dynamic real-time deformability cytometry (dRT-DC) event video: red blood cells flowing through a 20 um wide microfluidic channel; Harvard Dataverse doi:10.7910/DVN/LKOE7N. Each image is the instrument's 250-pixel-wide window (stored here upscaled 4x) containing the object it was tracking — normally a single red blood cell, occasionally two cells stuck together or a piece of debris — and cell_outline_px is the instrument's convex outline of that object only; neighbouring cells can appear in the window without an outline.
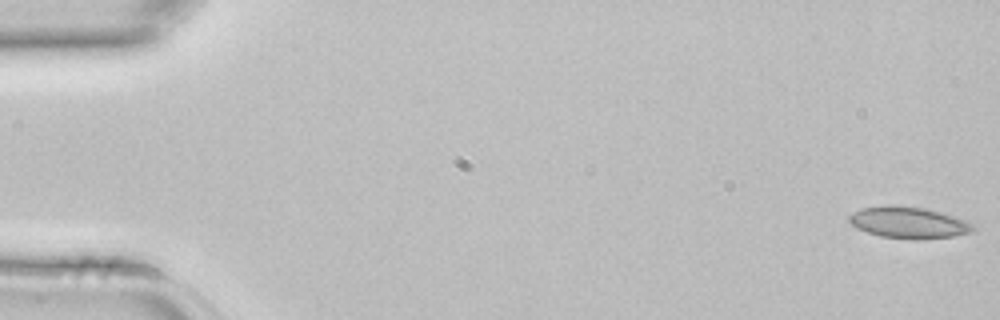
{"species": "common noctule bat (a hibernating species)", "species_latin": "Nyctalus noctula", "temperature_condition": "room temperature", "stored_images_in_passage": 4, "camera_frame_rate_fps": 3000, "um_per_image_px": 0.085, "animal": {"sex": "female", "body_mass_g": 22.7, "forearm_length_mm": 54.2}, "frame": {"image": 1, "passage_image": 1, "time_ms": 0.0, "image_size_px": [1000, 320], "cell_outline_px": [[976, 228], [972, 232], [952, 236], [916, 240], [912, 240], [880, 236], [856, 228], [848, 220], [848, 216], [852, 212], [860, 208], [924, 208], [940, 212], [968, 220]], "centroid_in_image_um": [77.28, 18.97], "position_along_channel_um": 7.7, "area_um2": 22.08}}
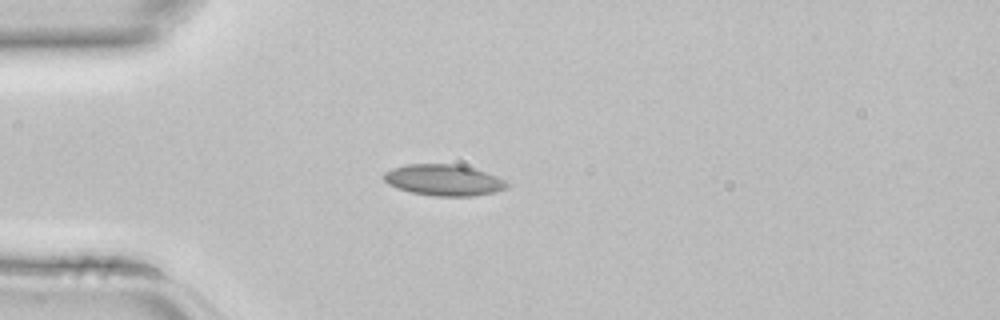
{"frame": {"image": 2, "passage_image": 3, "time_ms": 0.667, "image_size_px": [1000, 320], "cell_outline_px": [[512, 184], [508, 188], [492, 192], [472, 196], [436, 196], [412, 192], [388, 184], [380, 176], [384, 172], [392, 168], [408, 164], [456, 164], [472, 168], [496, 176]], "centroid_in_image_um": [37.71, 15.3], "position_along_channel_um": 47.3, "area_um2": 22.25}}